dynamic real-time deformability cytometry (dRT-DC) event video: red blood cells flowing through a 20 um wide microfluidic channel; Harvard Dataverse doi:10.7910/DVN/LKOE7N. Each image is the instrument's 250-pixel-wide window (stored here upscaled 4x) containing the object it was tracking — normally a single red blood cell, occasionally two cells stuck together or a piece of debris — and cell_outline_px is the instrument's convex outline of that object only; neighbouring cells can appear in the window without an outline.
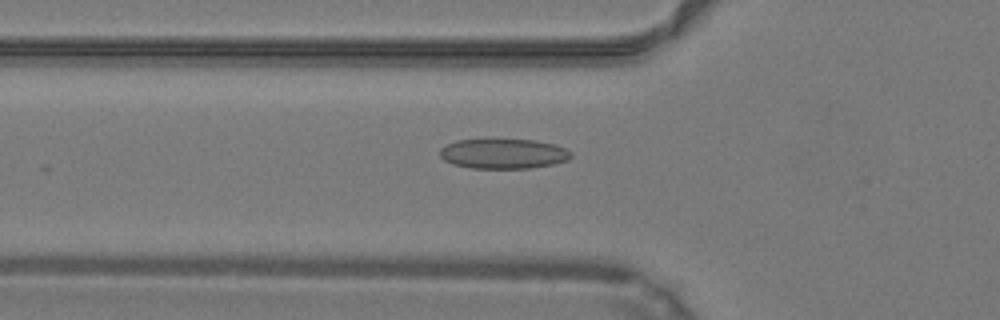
{"species": "common noctule bat (a hibernating species)", "species_latin": "Nyctalus noctula", "temperature_condition": "warm", "stored_images_in_passage": 26, "camera_frame_rate_fps": 3000, "um_per_image_px": 0.085, "animal": {"sex": "male", "body_mass_g": 19.2, "forearm_length_mm": 51.8}, "frame": {"image": 1, "passage_image": 17, "time_ms": 5.333, "image_size_px": [1000, 320], "cell_outline_px": [[572, 156], [568, 160], [552, 164], [528, 168], [472, 168], [452, 164], [444, 160], [440, 156], [440, 148], [456, 140], [492, 136], [536, 140], [556, 144], [572, 152]], "centroid_in_image_um": [42.76, 13.0], "position_along_channel_um": 83.0, "area_um2": 23.93}}
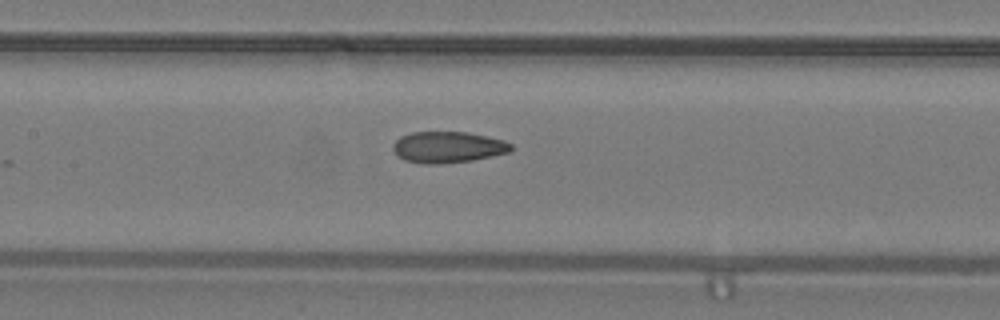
{"frame": {"image": 2, "passage_image": 23, "time_ms": 7.333, "image_size_px": [1000, 320], "cell_outline_px": [[512, 148], [508, 152], [492, 156], [472, 160], [436, 164], [424, 164], [404, 160], [396, 156], [392, 148], [392, 144], [400, 136], [412, 132], [468, 132], [488, 136], [504, 140], [512, 144]], "centroid_in_image_um": [38.03, 12.5], "position_along_channel_um": 169.4, "area_um2": 21.62}}
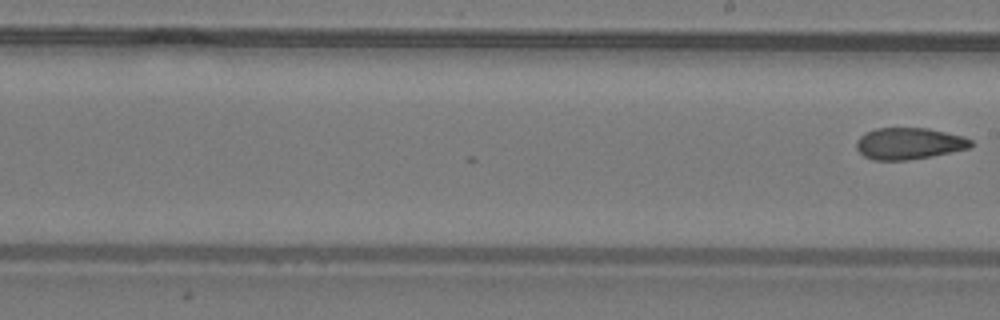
{"frame": {"image": 3, "passage_image": 26, "time_ms": 8.333, "image_size_px": [1000, 320], "cell_outline_px": [[972, 144], [968, 148], [932, 156], [908, 160], [872, 160], [864, 156], [856, 148], [856, 140], [864, 132], [876, 128], [928, 128], [964, 136], [972, 140]], "centroid_in_image_um": [77.23, 12.19], "position_along_channel_um": 211.8, "area_um2": 21.15}}